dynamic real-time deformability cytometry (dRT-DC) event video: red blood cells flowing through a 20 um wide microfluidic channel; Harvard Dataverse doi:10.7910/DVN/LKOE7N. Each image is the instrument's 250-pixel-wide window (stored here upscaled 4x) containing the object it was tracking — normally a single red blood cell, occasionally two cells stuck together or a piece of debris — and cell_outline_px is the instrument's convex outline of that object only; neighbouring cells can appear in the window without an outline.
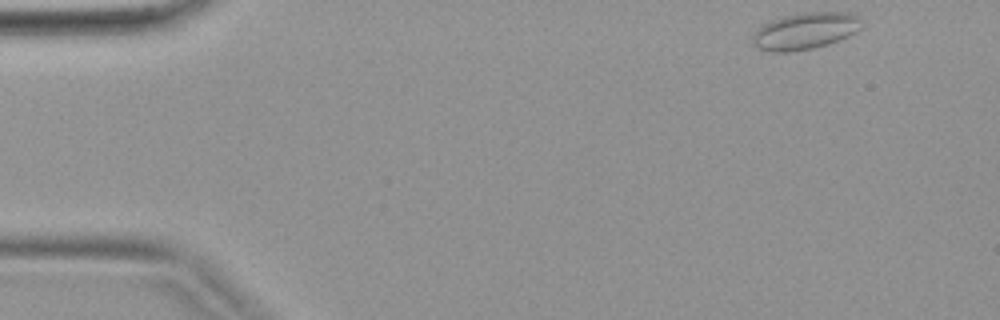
{"species": "common noctule bat (a hibernating species)", "species_latin": "Nyctalus noctula", "temperature_condition": "warm", "stored_images_in_passage": 38, "camera_frame_rate_fps": 3000, "um_per_image_px": 0.085, "animal": {"sex": "female", "body_mass_g": 19.9}, "frame": {"image": 1, "passage_image": 1, "time_ms": 0.0, "image_size_px": [1000, 320], "cell_outline_px": [[860, 28], [856, 32], [848, 36], [828, 44], [812, 48], [788, 52], [772, 52], [756, 48], [752, 44], [752, 36], [756, 28], [772, 20], [784, 16], [800, 12], [848, 12], [860, 16]], "centroid_in_image_um": [68.4, 2.63], "position_along_channel_um": 16.6, "area_um2": 23.47}}
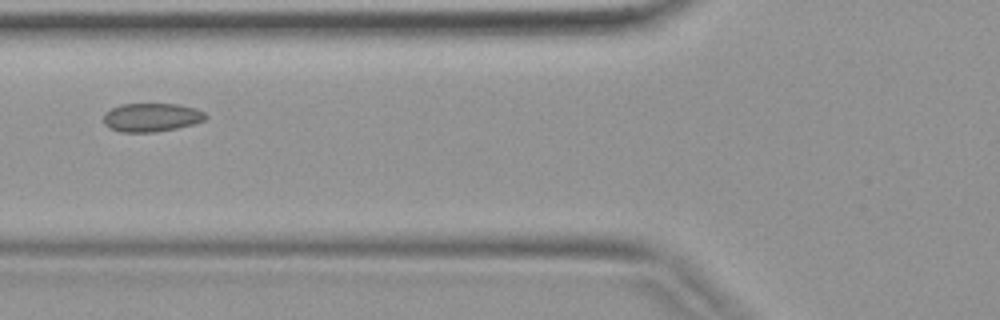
{"frame": {"image": 2, "passage_image": 13, "time_ms": 4.0, "image_size_px": [1000, 320], "cell_outline_px": [[208, 116], [204, 120], [192, 124], [176, 128], [156, 132], [120, 132], [108, 128], [104, 124], [104, 112], [120, 104], [176, 104], [196, 108], [204, 112]], "centroid_in_image_um": [12.85, 9.98], "position_along_channel_um": 113.0, "area_um2": 17.05}}
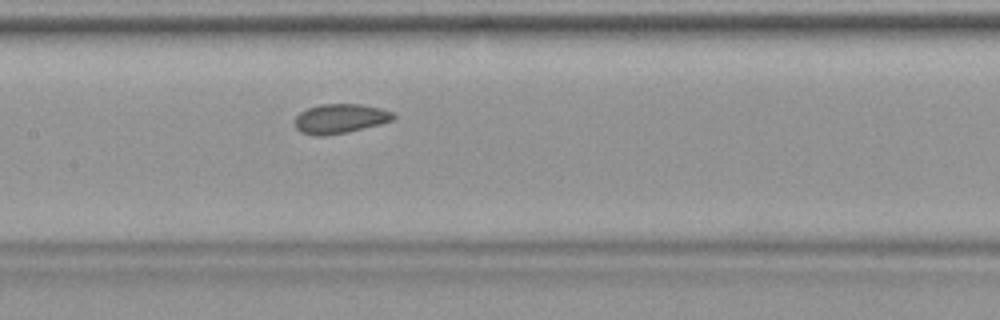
{"frame": {"image": 3, "passage_image": 17, "time_ms": 5.333, "image_size_px": [1000, 320], "cell_outline_px": [[396, 116], [392, 120], [380, 124], [348, 132], [324, 136], [316, 136], [300, 132], [296, 128], [296, 116], [300, 112], [308, 108], [320, 104], [360, 104], [380, 108], [392, 112]], "centroid_in_image_um": [28.9, 10.09], "position_along_channel_um": 178.5, "area_um2": 16.88}}